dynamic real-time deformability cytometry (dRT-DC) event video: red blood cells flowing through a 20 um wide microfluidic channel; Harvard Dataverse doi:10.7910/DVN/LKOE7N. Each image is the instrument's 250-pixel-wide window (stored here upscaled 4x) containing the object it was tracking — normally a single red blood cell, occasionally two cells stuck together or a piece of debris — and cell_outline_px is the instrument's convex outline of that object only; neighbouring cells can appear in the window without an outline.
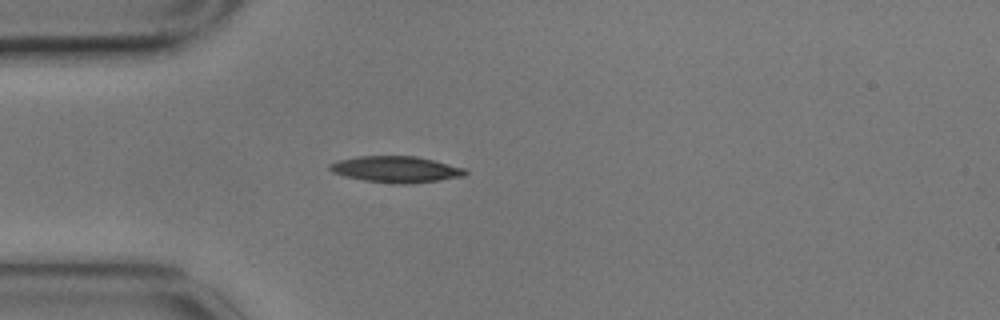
{"species": "common noctule bat (a hibernating species)", "species_latin": "Nyctalus noctula", "temperature_condition": "cold", "stored_images_in_passage": 2, "camera_frame_rate_fps": 3000, "um_per_image_px": 0.085, "animal": {"sex": "male", "body_mass_g": 17.9}, "frame": {"image": 1, "passage_image": 1, "time_ms": 0.0, "image_size_px": [1000, 320], "cell_outline_px": [[468, 172], [464, 176], [440, 180], [408, 184], [392, 184], [364, 180], [344, 176], [332, 172], [328, 168], [328, 164], [336, 160], [356, 156], [416, 156], [464, 168]], "centroid_in_image_um": [33.6, 14.39], "position_along_channel_um": 51.4, "area_um2": 20.87}}